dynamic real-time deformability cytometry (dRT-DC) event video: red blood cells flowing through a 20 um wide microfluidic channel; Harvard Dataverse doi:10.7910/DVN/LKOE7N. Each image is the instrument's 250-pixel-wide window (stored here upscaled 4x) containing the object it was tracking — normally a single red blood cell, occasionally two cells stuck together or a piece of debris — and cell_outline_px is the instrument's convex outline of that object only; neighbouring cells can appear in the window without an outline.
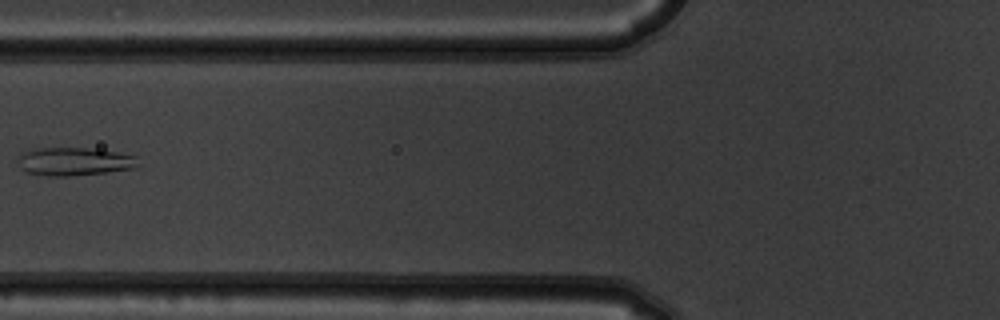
{"species": "common noctule bat (a hibernating species)", "species_latin": "Nyctalus noctula", "temperature_condition": "warm", "stored_images_in_passage": 3, "camera_frame_rate_fps": 3000, "um_per_image_px": 0.085, "animal": {"sex": "male", "body_mass_g": 19.5, "forearm_length_mm": 54.6}, "frame": {"image": 1, "passage_image": 2, "time_ms": 0.333, "image_size_px": [1000, 320], "cell_outline_px": [[140, 168], [108, 172], [72, 176], [48, 176], [28, 172], [20, 168], [16, 156], [20, 152], [32, 148], [84, 148], [116, 152], [136, 156], [140, 164]], "centroid_in_image_um": [6.31, 13.73], "position_along_channel_um": 119.5, "area_um2": 20.11}}